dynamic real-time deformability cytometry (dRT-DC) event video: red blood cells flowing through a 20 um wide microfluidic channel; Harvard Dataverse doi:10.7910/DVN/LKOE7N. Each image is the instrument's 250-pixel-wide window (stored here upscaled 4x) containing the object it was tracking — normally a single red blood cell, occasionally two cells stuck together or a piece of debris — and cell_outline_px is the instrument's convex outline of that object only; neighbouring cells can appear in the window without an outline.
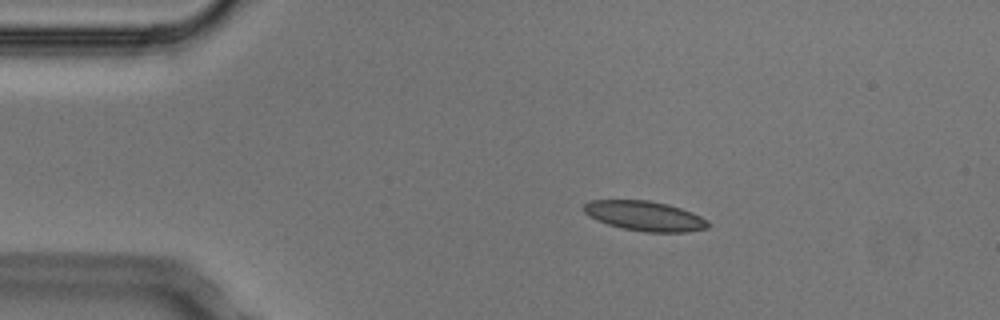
{"species": "Egyptian fruit bat (a non-hibernating species)", "species_latin": "Rousettus aegyptiacus", "temperature_condition": "cold", "stored_images_in_passage": 4, "camera_frame_rate_fps": 3000, "um_per_image_px": 0.085, "animal": {"sex": "male"}, "frame": {"image": 1, "passage_image": 2, "time_ms": 0.333, "image_size_px": [1000, 320], "cell_outline_px": [[712, 224], [708, 228], [688, 232], [644, 232], [624, 228], [608, 224], [596, 220], [588, 216], [584, 212], [584, 204], [592, 200], [648, 200], [668, 204], [692, 212], [708, 220]], "centroid_in_image_um": [54.84, 18.36], "position_along_channel_um": 30.2, "area_um2": 21.68}}
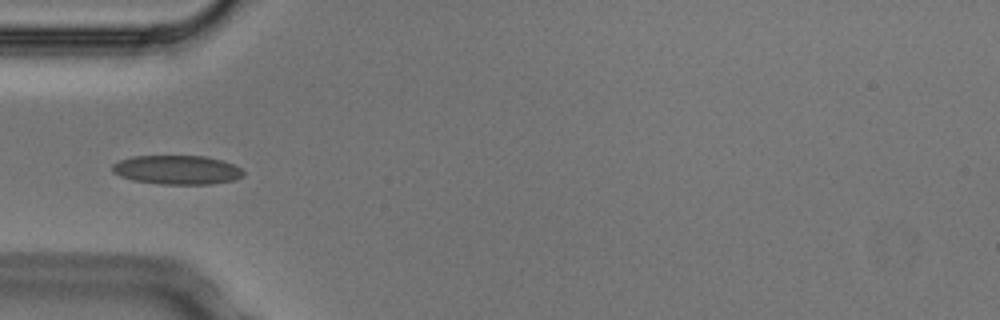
{"frame": {"image": 2, "passage_image": 4, "time_ms": 1.0, "image_size_px": [1000, 320], "cell_outline_px": [[244, 176], [232, 180], [212, 184], [160, 184], [132, 180], [120, 176], [112, 172], [112, 164], [120, 160], [132, 156], [204, 156], [224, 160], [240, 168], [244, 172]], "centroid_in_image_um": [15.04, 14.44], "position_along_channel_um": 70.0, "area_um2": 22.25}}